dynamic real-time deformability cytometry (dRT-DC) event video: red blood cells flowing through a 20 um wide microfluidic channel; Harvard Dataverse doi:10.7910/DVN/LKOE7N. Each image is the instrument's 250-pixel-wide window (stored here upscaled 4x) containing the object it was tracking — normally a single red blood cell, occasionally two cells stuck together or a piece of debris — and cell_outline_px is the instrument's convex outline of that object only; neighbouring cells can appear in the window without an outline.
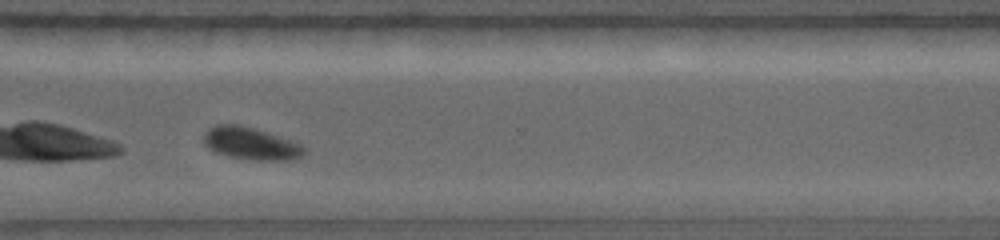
{"species": "common noctule bat (a hibernating species)", "species_latin": "Nyctalus noctula", "temperature_condition": "warm", "stored_images_in_passage": 16, "camera_frame_rate_fps": 5000, "um_per_image_px": 0.085, "animal": {"sex": "female", "body_mass_g": 19.0, "forearm_length_mm": 56.7}, "frame": {"image": 1, "passage_image": 14, "time_ms": 5.4, "image_size_px": [1000, 240], "cell_outline_px": [[304, 152], [300, 160], [252, 160], [228, 156], [216, 152], [208, 144], [208, 132], [212, 128], [220, 124], [232, 124], [248, 128], [284, 140], [304, 148]], "centroid_in_image_um": [21.36, 12.27], "position_along_channel_um": 349.2, "area_um2": 17.28}}